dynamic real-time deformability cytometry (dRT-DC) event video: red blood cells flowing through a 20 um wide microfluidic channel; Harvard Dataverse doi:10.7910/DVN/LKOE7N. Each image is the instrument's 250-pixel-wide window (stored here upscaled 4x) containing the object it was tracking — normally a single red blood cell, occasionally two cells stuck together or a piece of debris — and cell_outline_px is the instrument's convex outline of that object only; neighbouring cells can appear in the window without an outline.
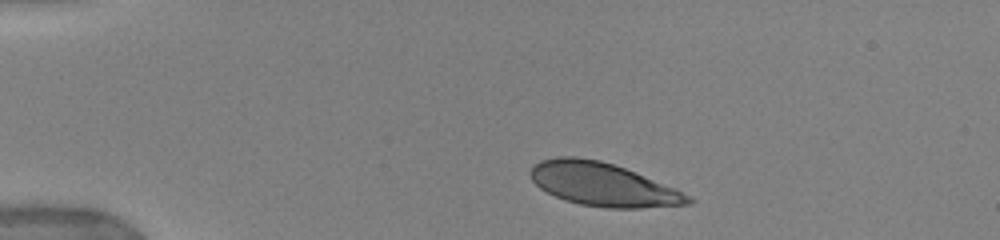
{"species": "human", "species_latin": "Homo sapiens", "temperature_condition": "warm", "stored_images_in_passage": 12, "camera_frame_rate_fps": 3000, "um_per_image_px": 0.085, "donor": {"sex": "female"}, "frame": {"image": 1, "passage_image": 1, "time_ms": 0.0, "image_size_px": [1000, 240], "cell_outline_px": [[696, 200], [688, 204], [640, 208], [608, 208], [580, 204], [564, 200], [540, 188], [532, 180], [528, 172], [540, 160], [556, 156], [576, 156], [600, 160], [636, 172], [676, 188]], "centroid_in_image_um": [51.24, 15.67], "position_along_channel_um": 33.8, "area_um2": 39.77}}
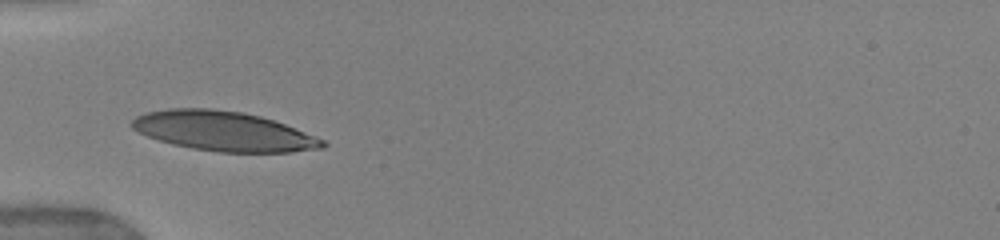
{"frame": {"image": 2, "passage_image": 4, "time_ms": 2.333, "image_size_px": [1000, 240], "cell_outline_px": [[328, 144], [324, 148], [292, 152], [220, 152], [192, 148], [172, 144], [148, 136], [132, 128], [128, 124], [136, 116], [148, 112], [168, 108], [212, 108], [244, 112], [260, 116], [284, 124], [324, 140]], "centroid_in_image_um": [18.99, 11.14], "position_along_channel_um": 66.0, "area_um2": 43.87}}